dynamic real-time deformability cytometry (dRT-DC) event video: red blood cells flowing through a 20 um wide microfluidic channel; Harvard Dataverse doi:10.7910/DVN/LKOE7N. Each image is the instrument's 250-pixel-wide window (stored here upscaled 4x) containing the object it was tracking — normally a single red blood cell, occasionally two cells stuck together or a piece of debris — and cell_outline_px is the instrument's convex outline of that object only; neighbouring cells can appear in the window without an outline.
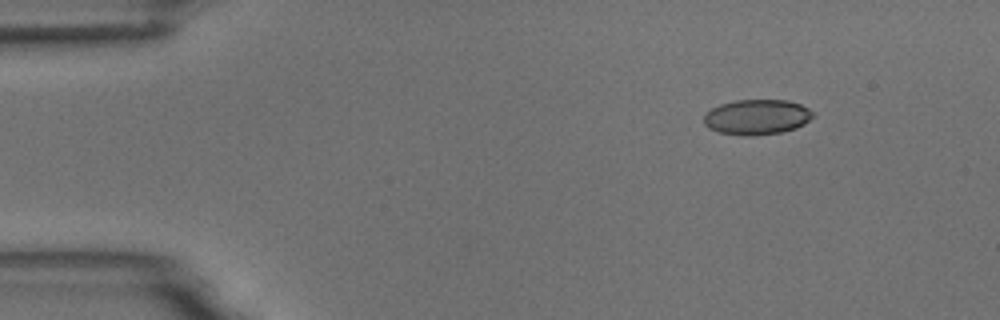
{"species": "common noctule bat (a hibernating species)", "species_latin": "Nyctalus noctula", "temperature_condition": "room temperature", "stored_images_in_passage": 8, "camera_frame_rate_fps": 3000, "um_per_image_px": 0.085, "animal": {"sex": "male", "body_mass_g": 18.8}, "frame": {"image": 1, "passage_image": 2, "time_ms": 1.333, "image_size_px": [1000, 320], "cell_outline_px": [[812, 116], [804, 124], [796, 128], [780, 132], [752, 136], [748, 136], [720, 132], [708, 128], [704, 124], [704, 116], [712, 108], [720, 104], [736, 100], [788, 100], [800, 104], [808, 108], [812, 112]], "centroid_in_image_um": [64.32, 9.94], "position_along_channel_um": 20.7, "area_um2": 22.2}}
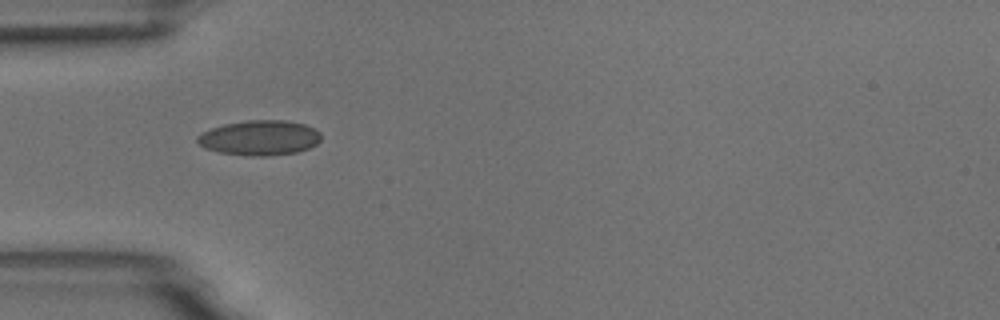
{"frame": {"image": 2, "passage_image": 5, "time_ms": 4.667, "image_size_px": [1000, 320], "cell_outline_px": [[320, 140], [316, 144], [308, 148], [296, 152], [264, 156], [248, 156], [220, 152], [204, 148], [196, 140], [196, 136], [212, 128], [224, 124], [248, 120], [288, 120], [304, 124], [320, 132]], "centroid_in_image_um": [22.06, 11.71], "position_along_channel_um": 62.9, "area_um2": 25.09}}